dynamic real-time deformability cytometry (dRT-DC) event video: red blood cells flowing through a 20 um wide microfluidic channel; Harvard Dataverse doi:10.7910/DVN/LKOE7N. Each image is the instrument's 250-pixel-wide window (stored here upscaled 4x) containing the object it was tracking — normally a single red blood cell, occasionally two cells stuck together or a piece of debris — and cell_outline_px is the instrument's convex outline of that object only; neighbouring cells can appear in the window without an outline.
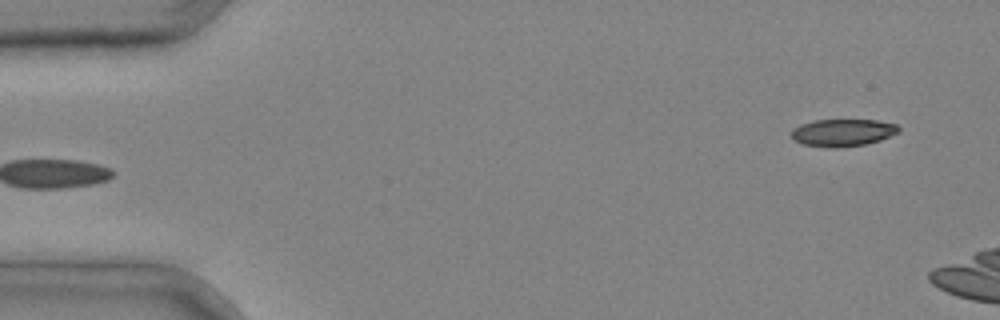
{"species": "common noctule bat (a hibernating species)", "species_latin": "Nyctalus noctula", "temperature_condition": "cold", "stored_images_in_passage": 5, "segment_of_instrument_passage": [2, 2], "camera_frame_rate_fps": 3000, "um_per_image_px": 0.085, "animal": {"sex": "male", "body_mass_g": 20.4}, "frame": {"image": 1, "passage_image": 5, "time_ms": 1.333, "image_size_px": [1000, 320], "cell_outline_px": [[900, 132], [880, 140], [864, 144], [836, 148], [832, 148], [804, 144], [792, 140], [792, 128], [800, 124], [812, 120], [876, 120], [896, 124], [900, 128]], "centroid_in_image_um": [71.62, 11.26], "position_along_channel_um": 13.4, "area_um2": 17.11}}